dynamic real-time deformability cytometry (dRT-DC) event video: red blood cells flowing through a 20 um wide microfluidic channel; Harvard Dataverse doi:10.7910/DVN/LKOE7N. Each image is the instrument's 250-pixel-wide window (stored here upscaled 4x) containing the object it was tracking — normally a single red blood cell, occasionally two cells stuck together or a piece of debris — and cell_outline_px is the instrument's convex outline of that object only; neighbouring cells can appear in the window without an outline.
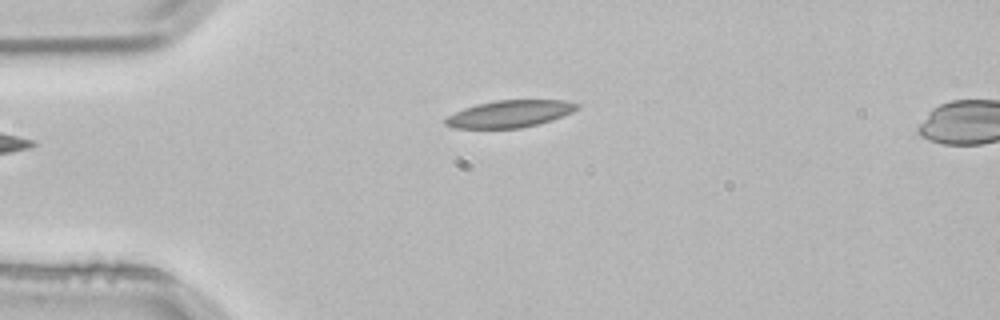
{"species": "common noctule bat (a hibernating species)", "species_latin": "Nyctalus noctula", "temperature_condition": "room temperature", "stored_images_in_passage": 2, "camera_frame_rate_fps": 3000, "um_per_image_px": 0.085, "animal": {"sex": "male", "body_mass_g": 21.5, "forearm_length_mm": 52.0}, "frame": {"image": 1, "passage_image": 2, "time_ms": 0.333, "image_size_px": [1000, 320], "cell_outline_px": [[580, 108], [572, 112], [552, 120], [520, 128], [452, 128], [444, 124], [444, 120], [448, 116], [464, 108], [476, 104], [496, 100], [564, 100], [580, 104]], "centroid_in_image_um": [43.33, 9.67], "position_along_channel_um": 41.7, "area_um2": 20.75}}